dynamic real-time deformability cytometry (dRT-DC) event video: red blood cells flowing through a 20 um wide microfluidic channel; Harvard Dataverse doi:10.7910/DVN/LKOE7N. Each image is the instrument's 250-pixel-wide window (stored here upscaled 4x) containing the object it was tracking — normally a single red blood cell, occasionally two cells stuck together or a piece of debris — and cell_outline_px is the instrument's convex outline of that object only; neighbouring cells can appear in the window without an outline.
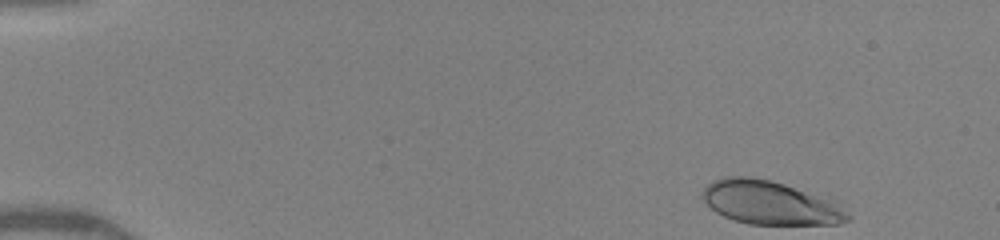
{"species": "human", "species_latin": "Homo sapiens", "temperature_condition": "warm", "stored_images_in_passage": 39, "camera_frame_rate_fps": 3000, "um_per_image_px": 0.085, "donor": {"sex": "female"}, "frame": {"image": 1, "passage_image": 1, "time_ms": 0.0, "image_size_px": [1000, 240], "cell_outline_px": [[852, 220], [840, 224], [748, 224], [732, 220], [716, 212], [700, 196], [704, 188], [708, 184], [724, 176], [748, 176], [768, 180], [784, 184], [824, 200], [832, 204], [852, 216]], "centroid_in_image_um": [65.35, 17.25], "position_along_channel_um": 19.7, "area_um2": 35.84}}
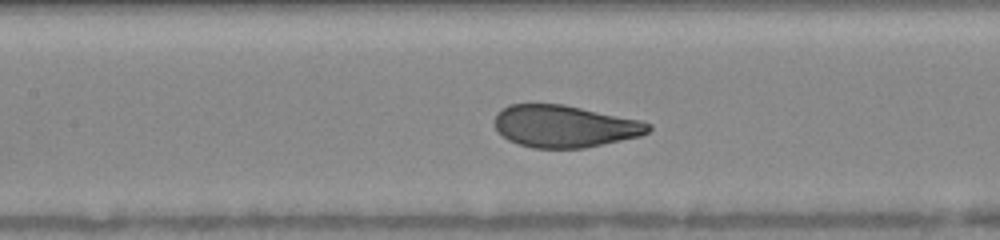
{"frame": {"image": 2, "passage_image": 20, "time_ms": 6.333, "image_size_px": [1000, 240], "cell_outline_px": [[652, 128], [648, 132], [640, 136], [584, 148], [532, 148], [508, 140], [496, 128], [496, 112], [508, 104], [564, 104], [640, 120], [652, 124]], "centroid_in_image_um": [48.0, 10.72], "position_along_channel_um": 159.4, "area_um2": 37.63}}
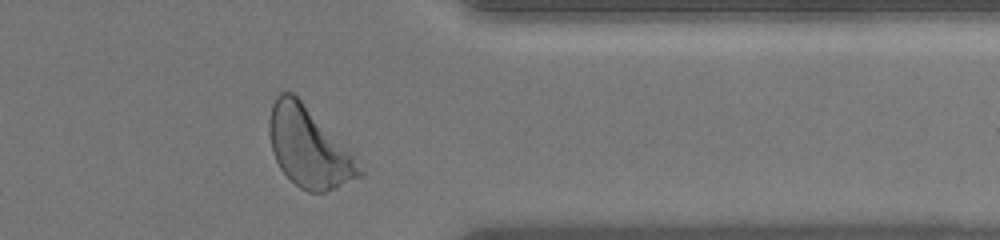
{"frame": {"image": 3, "passage_image": 37, "time_ms": 12.0, "image_size_px": [1000, 240], "cell_outline_px": [[364, 172], [360, 176], [336, 188], [324, 192], [308, 192], [300, 188], [280, 168], [272, 152], [268, 132], [268, 120], [272, 104], [276, 96], [280, 92], [292, 92], [300, 100], [364, 168]], "centroid_in_image_um": [26.19, 12.54], "position_along_channel_um": 385.2, "area_um2": 40.98}, "authors_computed_cell_mechanics": {"area_um2": 38.3792, "velocity_mm_per_s": 4.0872, "shape_relaxation_time_tau1_ms": 2.5054, "shape_relaxation_time_tau2_ms": null, "deformation_change_tau1": 0.1496, "deformation_change_tau2": null}}